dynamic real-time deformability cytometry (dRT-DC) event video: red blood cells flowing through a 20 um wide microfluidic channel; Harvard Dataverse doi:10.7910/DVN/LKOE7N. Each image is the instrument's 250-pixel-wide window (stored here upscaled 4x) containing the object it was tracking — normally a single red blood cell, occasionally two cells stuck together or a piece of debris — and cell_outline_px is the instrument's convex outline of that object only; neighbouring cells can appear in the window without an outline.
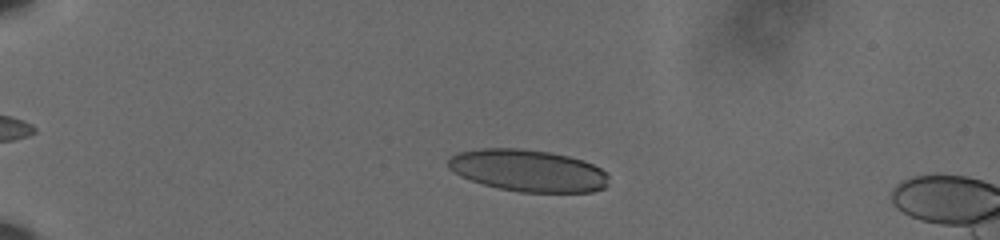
{"species": "human", "species_latin": "Homo sapiens", "temperature_condition": "cold", "stored_images_in_passage": 55, "camera_frame_rate_fps": 3000, "um_per_image_px": 0.085, "donor": {"sex": "male"}, "frame": {"image": 1, "passage_image": 11, "time_ms": 3.333, "image_size_px": [1000, 240], "cell_outline_px": [[608, 184], [604, 188], [592, 192], [520, 192], [496, 188], [460, 176], [448, 168], [448, 160], [456, 152], [484, 148], [520, 148], [552, 152], [584, 160], [600, 168], [608, 176]], "centroid_in_image_um": [44.88, 14.49], "position_along_channel_um": 40.1, "area_um2": 39.42}}
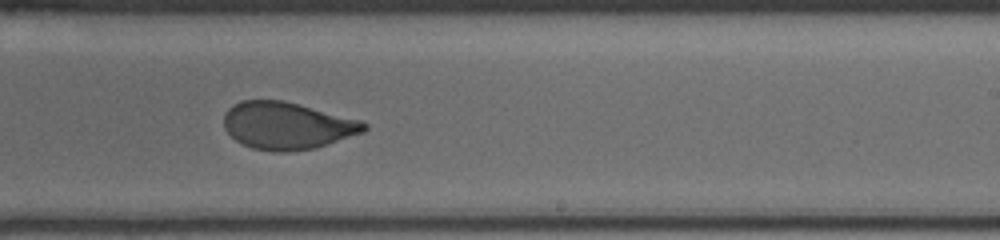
{"frame": {"image": 2, "passage_image": 35, "time_ms": 11.333, "image_size_px": [1000, 240], "cell_outline_px": [[368, 128], [364, 132], [316, 148], [284, 152], [272, 152], [252, 148], [236, 140], [224, 128], [224, 116], [228, 108], [232, 104], [240, 100], [284, 100], [360, 120], [368, 124]], "centroid_in_image_um": [24.4, 10.68], "position_along_channel_um": 264.6, "area_um2": 38.67}}
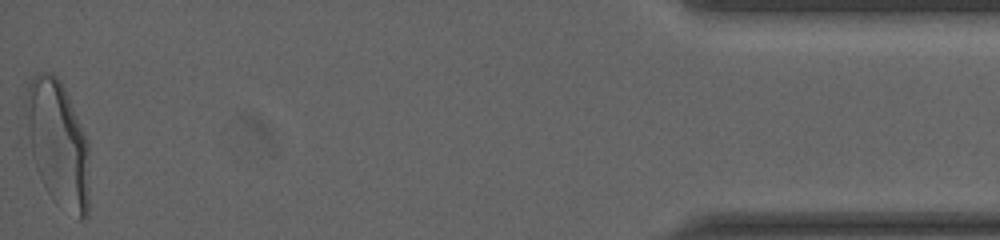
{"frame": {"image": 3, "passage_image": 55, "time_ms": 18.0, "image_size_px": [1000, 240], "cell_outline_px": [[88, 216], [84, 220], [80, 220], [56, 204], [52, 200], [36, 168], [32, 156], [28, 120], [28, 84], [32, 76], [36, 72], [52, 72], [60, 80], [64, 88], [88, 140]], "centroid_in_image_um": [4.97, 12.25], "position_along_channel_um": 430.2, "area_um2": 45.84}, "authors_computed_cell_mechanics": {"area_um2": 39.593, "velocity_mm_per_s": 3.6161, "shape_relaxation_time_tau1_ms": 7.5195, "shape_relaxation_time_tau2_ms": 1.1031, "deformation_change_tau1": 0.2076, "deformation_change_tau2": 0.07}}